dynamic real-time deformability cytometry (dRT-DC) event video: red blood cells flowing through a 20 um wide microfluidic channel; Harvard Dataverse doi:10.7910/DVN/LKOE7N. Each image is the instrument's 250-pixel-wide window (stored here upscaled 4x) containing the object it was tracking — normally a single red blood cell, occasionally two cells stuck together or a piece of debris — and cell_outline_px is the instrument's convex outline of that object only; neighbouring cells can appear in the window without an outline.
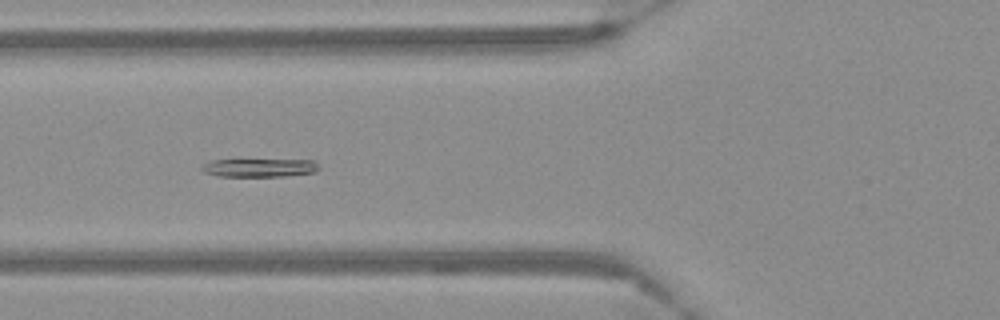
{"species": "Egyptian fruit bat (a non-hibernating species)", "species_latin": "Rousettus aegyptiacus", "temperature_condition": "warm", "stored_images_in_passage": 57, "camera_frame_rate_fps": 3000, "um_per_image_px": 0.085, "frame": {"image": 1, "passage_image": 22, "time_ms": 7.0, "image_size_px": [1000, 320], "cell_outline_px": [[320, 168], [316, 172], [284, 176], [220, 176], [204, 172], [200, 168], [204, 164], [212, 160], [236, 156], [316, 160]], "centroid_in_image_um": [22.05, 14.17], "position_along_channel_um": 103.7, "area_um2": 13.93}}
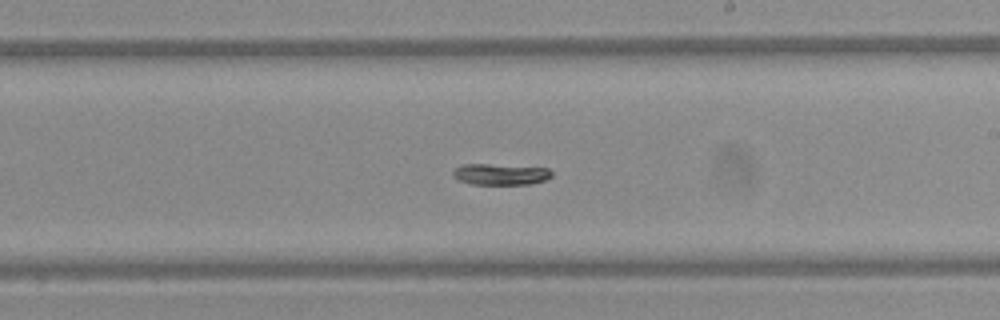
{"frame": {"image": 2, "passage_image": 34, "time_ms": 11.0, "image_size_px": [1000, 320], "cell_outline_px": [[552, 176], [544, 180], [532, 184], [472, 184], [460, 180], [452, 176], [452, 172], [460, 164], [488, 164], [548, 168], [552, 172]], "centroid_in_image_um": [42.53, 14.81], "position_along_channel_um": 246.5, "area_um2": 12.14}}
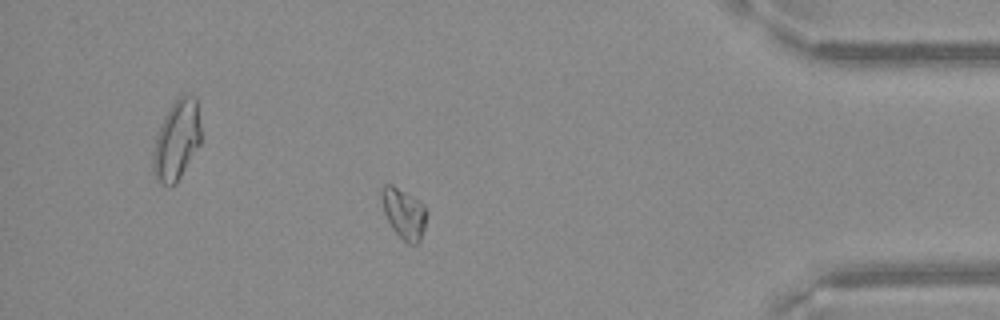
{"frame": {"image": 3, "passage_image": 50, "time_ms": 16.333, "image_size_px": [1000, 320], "cell_outline_px": [[428, 212], [424, 228], [420, 240], [416, 244], [408, 244], [392, 228], [384, 212], [380, 200], [380, 192], [384, 184], [392, 184], [412, 196], [424, 204]], "centroid_in_image_um": [34.33, 18.12], "position_along_channel_um": 400.9, "area_um2": 13.29}}